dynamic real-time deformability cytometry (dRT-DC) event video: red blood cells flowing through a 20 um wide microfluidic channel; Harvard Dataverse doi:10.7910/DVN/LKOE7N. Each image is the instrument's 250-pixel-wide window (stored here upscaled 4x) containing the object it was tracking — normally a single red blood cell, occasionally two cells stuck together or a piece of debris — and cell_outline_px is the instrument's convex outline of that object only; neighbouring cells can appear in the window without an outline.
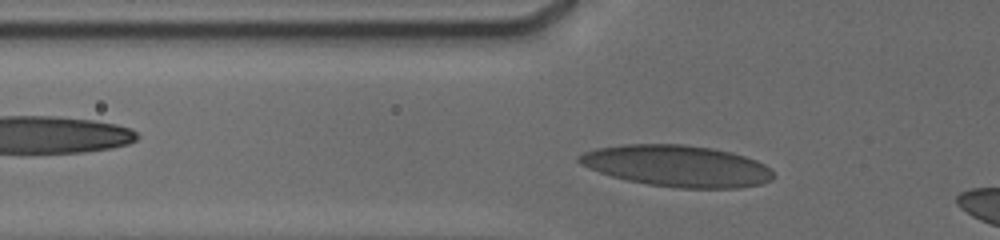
{"species": "human", "species_latin": "Homo sapiens", "temperature_condition": "cold", "stored_images_in_passage": 35, "camera_frame_rate_fps": 3000, "um_per_image_px": 0.085, "donor": {"sex": "male"}, "frame": {"image": 1, "passage_image": 5, "time_ms": 1.667, "image_size_px": [1000, 240], "cell_outline_px": [[776, 176], [772, 180], [760, 184], [740, 188], [680, 188], [648, 184], [628, 180], [612, 176], [588, 168], [580, 164], [576, 160], [576, 156], [584, 152], [596, 148], [624, 144], [684, 144], [712, 148], [732, 152], [756, 160], [764, 164]], "centroid_in_image_um": [57.54, 14.1], "position_along_channel_um": 68.3, "area_um2": 47.05}}
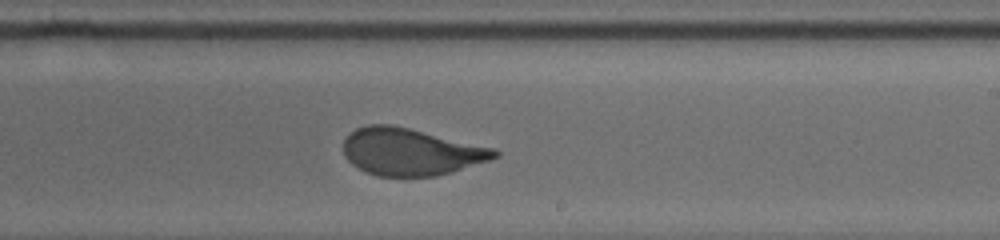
{"frame": {"image": 2, "passage_image": 19, "time_ms": 6.667, "image_size_px": [1000, 240], "cell_outline_px": [[500, 156], [492, 160], [452, 172], [436, 176], [376, 176], [364, 172], [356, 168], [344, 156], [344, 140], [356, 128], [368, 124], [388, 124], [408, 128], [496, 148], [500, 152]], "centroid_in_image_um": [34.94, 12.91], "position_along_channel_um": 254.1, "area_um2": 41.73}}
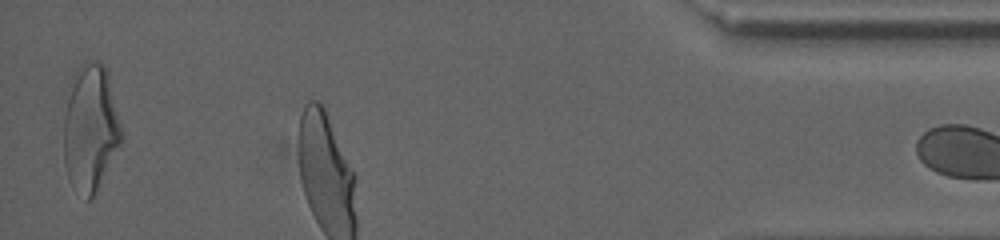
{"frame": {"image": 3, "passage_image": 33, "time_ms": 11.667, "image_size_px": [1000, 240], "cell_outline_px": [[120, 144], [92, 196], [88, 200], [84, 200], [68, 180], [64, 164], [64, 116], [68, 84], [72, 76], [80, 64], [104, 64], [108, 72], [120, 124]], "centroid_in_image_um": [7.63, 10.88], "position_along_channel_um": 427.6, "area_um2": 42.02}}